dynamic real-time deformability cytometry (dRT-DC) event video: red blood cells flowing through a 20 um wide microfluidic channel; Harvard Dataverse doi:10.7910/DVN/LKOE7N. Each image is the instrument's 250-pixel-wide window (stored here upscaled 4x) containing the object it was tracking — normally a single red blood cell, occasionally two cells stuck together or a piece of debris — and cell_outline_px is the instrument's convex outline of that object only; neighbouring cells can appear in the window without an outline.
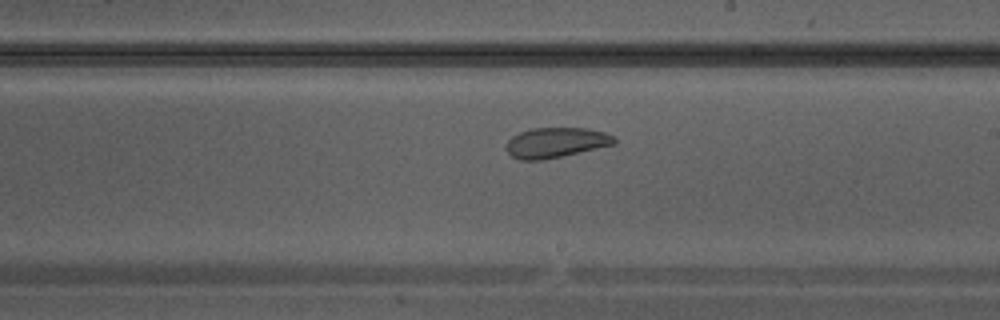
{"species": "Egyptian fruit bat (a non-hibernating species)", "species_latin": "Rousettus aegyptiacus", "temperature_condition": "warm", "stored_images_in_passage": 28, "camera_frame_rate_fps": 3000, "um_per_image_px": 0.085, "animal": {"sex": "male"}, "frame": {"image": 1, "passage_image": 13, "time_ms": 4.0, "image_size_px": [1000, 320], "cell_outline_px": [[616, 144], [544, 160], [520, 160], [512, 156], [508, 152], [508, 140], [512, 136], [520, 132], [532, 128], [588, 128], [604, 132], [616, 136]], "centroid_in_image_um": [47.29, 12.11], "position_along_channel_um": 241.7, "area_um2": 18.96}}